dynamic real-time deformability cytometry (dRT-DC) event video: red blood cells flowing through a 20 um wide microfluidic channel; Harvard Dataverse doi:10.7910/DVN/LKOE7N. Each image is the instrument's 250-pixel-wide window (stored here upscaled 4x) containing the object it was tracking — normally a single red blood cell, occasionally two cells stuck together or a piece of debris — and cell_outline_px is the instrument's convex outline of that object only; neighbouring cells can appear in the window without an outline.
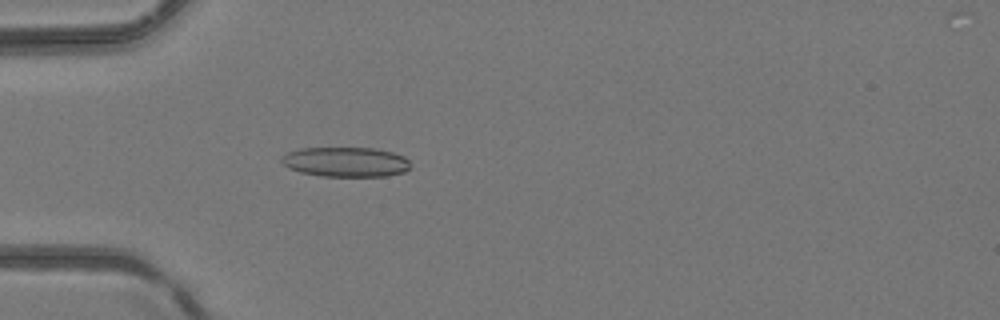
{"species": "common noctule bat (a hibernating species)", "species_latin": "Nyctalus noctula", "temperature_condition": "room temperature", "stored_images_in_passage": 31, "camera_frame_rate_fps": 3000, "um_per_image_px": 0.085, "animal": {"sex": "female", "body_mass_g": 24.6, "forearm_length_mm": 56.2}, "frame": {"image": 1, "passage_image": 15, "time_ms": 4.667, "image_size_px": [1000, 320], "cell_outline_px": [[408, 168], [404, 172], [388, 176], [324, 176], [300, 172], [288, 168], [280, 160], [280, 156], [288, 152], [300, 148], [376, 148], [392, 152], [404, 156], [408, 160]], "centroid_in_image_um": [29.36, 13.76], "position_along_channel_um": 55.6, "area_um2": 22.37}}
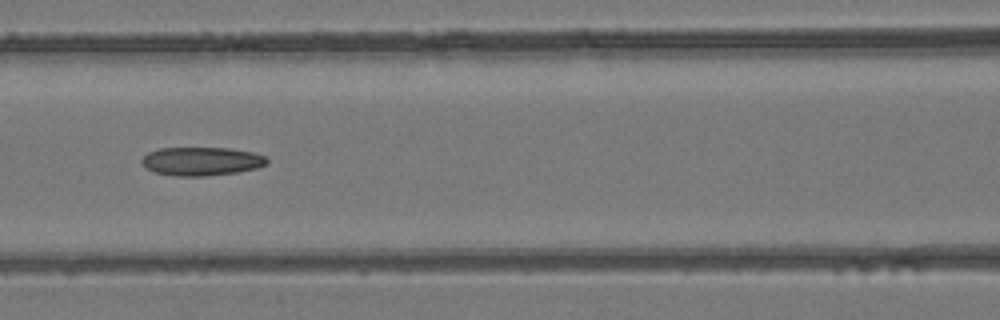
{"frame": {"image": 2, "passage_image": 22, "time_ms": 7.0, "image_size_px": [1000, 320], "cell_outline_px": [[268, 164], [256, 168], [236, 172], [204, 176], [176, 176], [156, 172], [148, 168], [140, 160], [148, 152], [160, 148], [228, 148], [252, 152], [264, 156], [268, 160]], "centroid_in_image_um": [17.14, 13.7], "position_along_channel_um": 149.5, "area_um2": 20.58}}
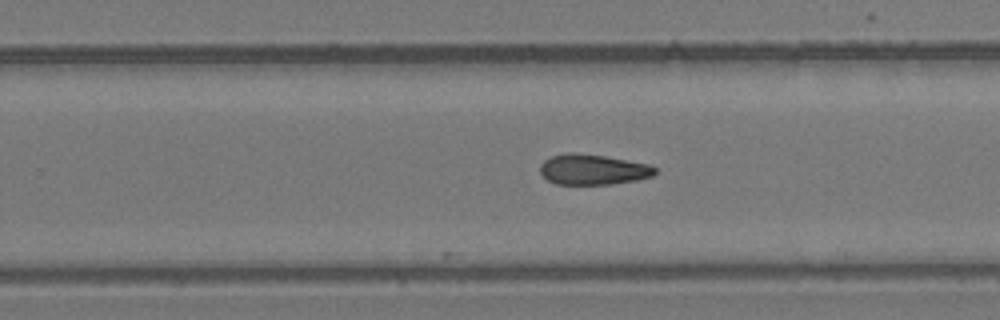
{"frame": {"image": 3, "passage_image": 31, "time_ms": 10.0, "image_size_px": [1000, 320], "cell_outline_px": [[656, 172], [652, 176], [636, 180], [612, 184], [556, 184], [548, 180], [540, 172], [540, 164], [544, 160], [552, 156], [568, 152], [572, 152], [604, 156], [652, 164], [656, 168]], "centroid_in_image_um": [50.41, 14.4], "position_along_channel_um": 279.4, "area_um2": 20.4}}